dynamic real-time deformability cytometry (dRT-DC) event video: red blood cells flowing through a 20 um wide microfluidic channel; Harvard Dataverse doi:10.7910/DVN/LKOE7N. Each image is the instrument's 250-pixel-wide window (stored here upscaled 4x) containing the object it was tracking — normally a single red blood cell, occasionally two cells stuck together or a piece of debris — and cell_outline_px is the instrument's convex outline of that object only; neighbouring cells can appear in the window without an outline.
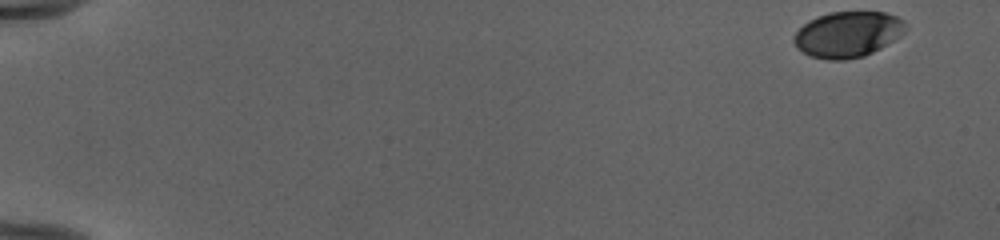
{"species": "human", "species_latin": "Homo sapiens", "temperature_condition": "cold", "stored_images_in_passage": 52, "camera_frame_rate_fps": 3000, "um_per_image_px": 0.085, "donor": {"sex": "female"}, "frame": {"image": 1, "passage_image": 1, "time_ms": 0.0, "image_size_px": [1000, 240], "cell_outline_px": [[908, 28], [900, 36], [880, 48], [864, 56], [844, 60], [828, 60], [812, 56], [796, 48], [792, 40], [792, 36], [808, 20], [816, 16], [828, 12], [884, 12], [896, 16], [904, 20], [908, 24]], "centroid_in_image_um": [72.06, 2.91], "position_along_channel_um": 12.9, "area_um2": 30.0}}
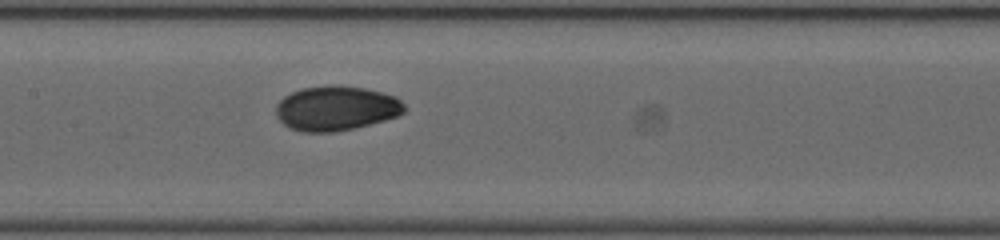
{"frame": {"image": 2, "passage_image": 27, "time_ms": 8.667, "image_size_px": [1000, 240], "cell_outline_px": [[408, 108], [404, 112], [396, 116], [384, 120], [352, 128], [332, 132], [304, 132], [288, 128], [276, 116], [276, 104], [284, 96], [292, 92], [304, 88], [332, 84], [364, 88], [396, 96]], "centroid_in_image_um": [28.56, 9.2], "position_along_channel_um": 178.8, "area_um2": 33.35}}
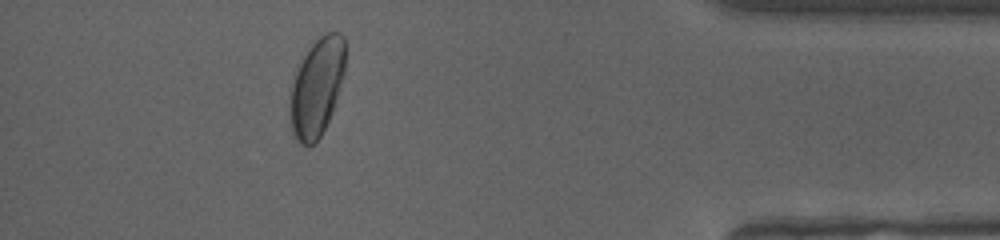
{"frame": {"image": 3, "passage_image": 47, "time_ms": 15.333, "image_size_px": [1000, 240], "cell_outline_px": [[344, 76], [332, 112], [320, 136], [312, 144], [300, 144], [296, 140], [292, 132], [288, 112], [288, 108], [292, 84], [304, 48], [320, 36], [328, 32], [340, 32], [344, 36]], "centroid_in_image_um": [26.9, 7.37], "position_along_channel_um": 408.3, "area_um2": 31.96}, "authors_computed_cell_mechanics": {"area_um2": 31.6455, "velocity_mm_per_s": 3.9833, "shape_relaxation_time_tau1_ms": 3.9891, "shape_relaxation_time_tau2_ms": 0.9824, "deformation_change_tau1": 0.135, "deformation_change_tau2": 0.0306}}